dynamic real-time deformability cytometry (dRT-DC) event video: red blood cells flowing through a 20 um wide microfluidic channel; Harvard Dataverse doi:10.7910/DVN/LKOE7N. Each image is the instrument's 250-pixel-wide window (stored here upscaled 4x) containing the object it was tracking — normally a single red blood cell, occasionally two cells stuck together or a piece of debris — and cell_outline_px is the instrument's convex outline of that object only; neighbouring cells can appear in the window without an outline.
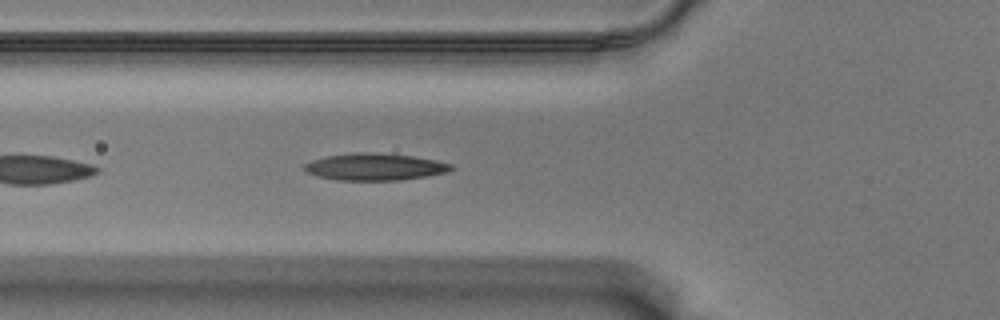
{"species": "Egyptian fruit bat (a non-hibernating species)", "species_latin": "Rousettus aegyptiacus", "temperature_condition": "warm", "stored_images_in_passage": 26, "camera_frame_rate_fps": 3000, "um_per_image_px": 0.085, "animal": {"sex": "male"}, "frame": {"image": 1, "passage_image": 5, "time_ms": 1.333, "image_size_px": [1000, 320], "cell_outline_px": [[456, 168], [448, 172], [400, 180], [336, 180], [320, 176], [308, 172], [304, 168], [304, 164], [312, 160], [328, 156], [352, 152], [376, 152], [412, 156], [436, 160], [452, 164]], "centroid_in_image_um": [31.9, 14.17], "position_along_channel_um": 93.9, "area_um2": 23.0}}
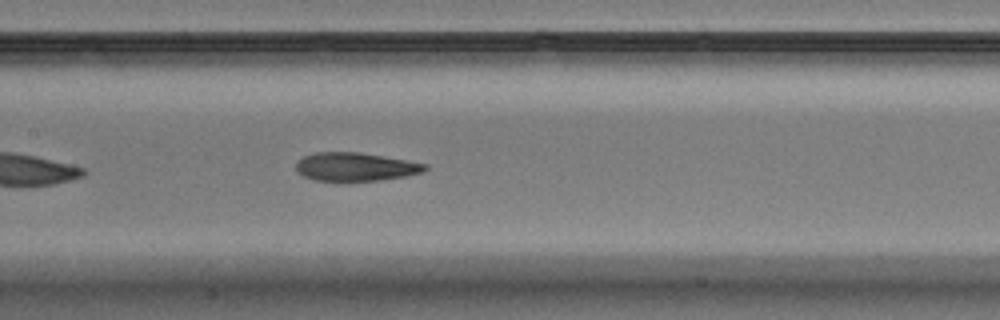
{"frame": {"image": 2, "passage_image": 12, "time_ms": 3.667, "image_size_px": [1000, 320], "cell_outline_px": [[428, 168], [424, 172], [404, 176], [380, 180], [316, 180], [304, 176], [296, 168], [296, 164], [304, 156], [316, 152], [360, 152], [428, 164]], "centroid_in_image_um": [30.25, 14.16], "position_along_channel_um": 177.1, "area_um2": 20.98}}